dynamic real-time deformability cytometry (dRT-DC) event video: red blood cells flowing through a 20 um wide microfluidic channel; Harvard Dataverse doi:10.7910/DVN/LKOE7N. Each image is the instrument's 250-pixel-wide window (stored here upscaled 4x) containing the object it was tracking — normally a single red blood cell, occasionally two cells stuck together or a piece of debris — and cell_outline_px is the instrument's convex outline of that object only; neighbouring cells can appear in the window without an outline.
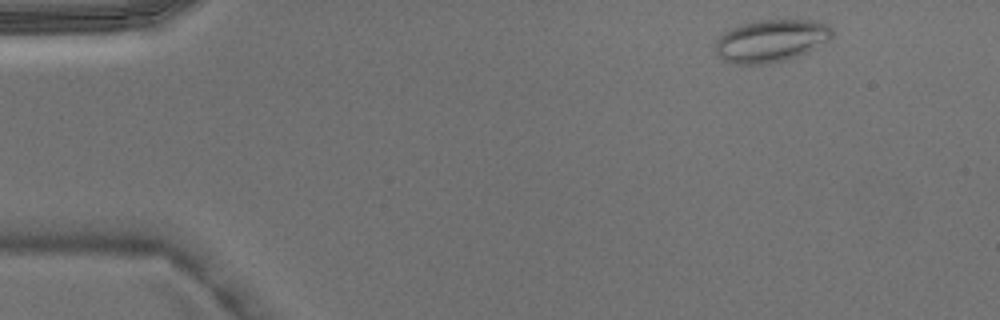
{"species": "Egyptian fruit bat (a non-hibernating species)", "species_latin": "Rousettus aegyptiacus", "temperature_condition": "warm", "stored_images_in_passage": 3, "camera_frame_rate_fps": 3000, "um_per_image_px": 0.085, "animal": {"sex": "male"}, "frame": {"image": 1, "passage_image": 1, "time_ms": 0.0, "image_size_px": [1000, 320], "cell_outline_px": [[832, 36], [828, 40], [796, 56], [784, 60], [768, 64], [732, 64], [724, 60], [716, 52], [716, 40], [724, 32], [732, 28], [744, 24], [760, 20], [816, 20], [828, 24], [832, 28]], "centroid_in_image_um": [65.53, 3.46], "position_along_channel_um": 19.5, "area_um2": 28.5}}